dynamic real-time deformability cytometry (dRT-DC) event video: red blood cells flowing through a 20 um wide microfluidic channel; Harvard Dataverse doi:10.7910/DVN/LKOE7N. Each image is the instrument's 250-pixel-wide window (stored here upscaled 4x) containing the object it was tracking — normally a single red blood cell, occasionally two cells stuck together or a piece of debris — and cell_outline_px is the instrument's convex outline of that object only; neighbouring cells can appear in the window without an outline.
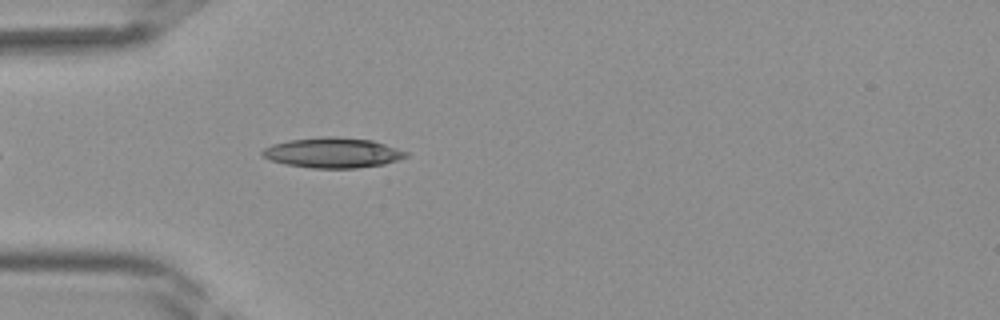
{"species": "Egyptian fruit bat (a non-hibernating species)", "species_latin": "Rousettus aegyptiacus", "temperature_condition": "room temperature", "stored_images_in_passage": 16, "camera_frame_rate_fps": 3000, "um_per_image_px": 0.085, "frame": {"image": 1, "passage_image": 3, "time_ms": 0.667, "image_size_px": [1000, 320], "cell_outline_px": [[408, 156], [384, 164], [356, 168], [312, 168], [284, 164], [268, 160], [260, 156], [260, 152], [264, 148], [272, 144], [288, 140], [320, 136], [336, 136], [372, 140], [408, 152]], "centroid_in_image_um": [28.21, 12.98], "position_along_channel_um": 56.8, "area_um2": 25.49}}
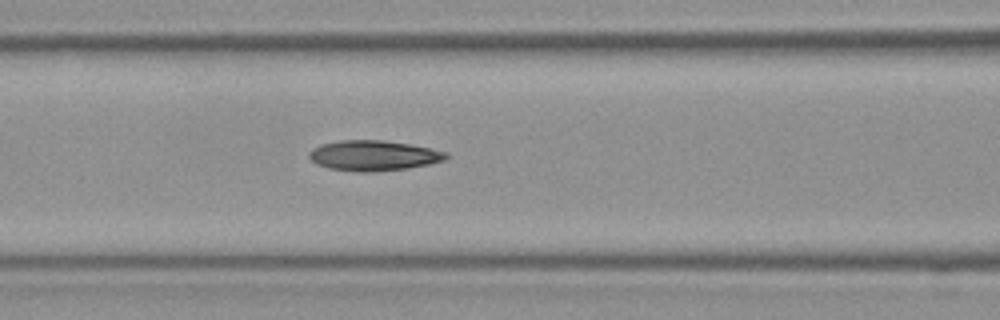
{"frame": {"image": 2, "passage_image": 8, "time_ms": 2.333, "image_size_px": [1000, 320], "cell_outline_px": [[452, 156], [444, 160], [432, 164], [408, 168], [372, 172], [360, 172], [328, 168], [316, 164], [308, 156], [308, 152], [312, 148], [320, 144], [340, 140], [384, 140], [412, 144], [448, 152]], "centroid_in_image_um": [31.78, 13.22], "position_along_channel_um": 134.8, "area_um2": 24.57}}
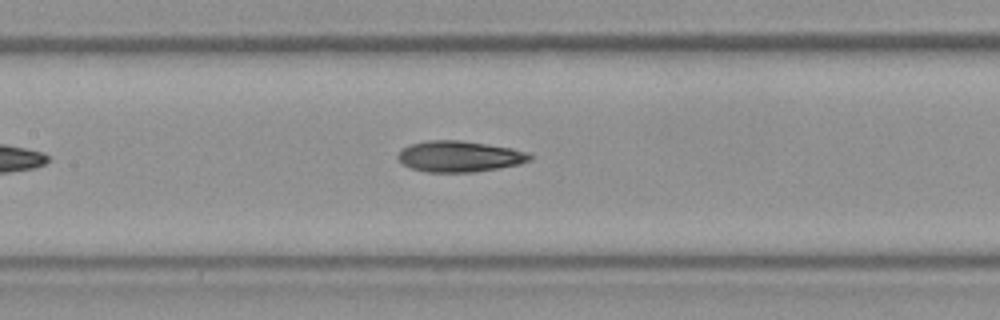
{"frame": {"image": 3, "passage_image": 10, "time_ms": 3.0, "image_size_px": [1000, 320], "cell_outline_px": [[532, 160], [520, 164], [500, 168], [472, 172], [424, 172], [412, 168], [404, 164], [396, 156], [408, 144], [428, 140], [460, 140], [512, 148], [528, 152], [532, 156]], "centroid_in_image_um": [39.08, 13.29], "position_along_channel_um": 168.3, "area_um2": 23.87}}